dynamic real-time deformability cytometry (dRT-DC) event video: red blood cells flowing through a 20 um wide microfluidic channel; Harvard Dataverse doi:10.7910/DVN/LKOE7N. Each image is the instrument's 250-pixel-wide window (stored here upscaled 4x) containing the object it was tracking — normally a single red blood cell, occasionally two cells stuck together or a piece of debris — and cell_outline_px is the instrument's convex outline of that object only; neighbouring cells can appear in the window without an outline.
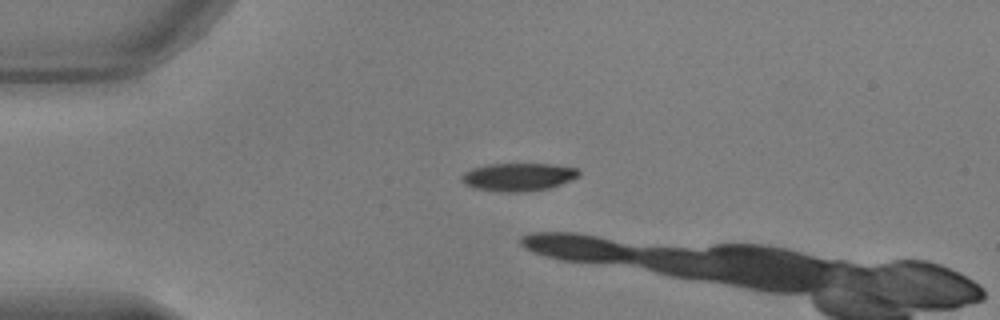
{"species": "common noctule bat (a hibernating species)", "species_latin": "Nyctalus noctula", "temperature_condition": "warm", "stored_images_in_passage": 5, "camera_frame_rate_fps": 3000, "um_per_image_px": 0.085, "animal": {"sex": "male", "body_mass_g": 17.9, "forearm_length_mm": 54.2}, "frame": {"image": 1, "passage_image": 1, "time_ms": 0.0, "image_size_px": [1000, 320], "cell_outline_px": [[580, 176], [572, 180], [548, 188], [524, 192], [504, 192], [472, 188], [464, 184], [460, 180], [460, 176], [464, 172], [472, 168], [488, 164], [552, 164], [576, 168], [580, 172]], "centroid_in_image_um": [44.02, 15.04], "position_along_channel_um": 41.0, "area_um2": 19.25}}